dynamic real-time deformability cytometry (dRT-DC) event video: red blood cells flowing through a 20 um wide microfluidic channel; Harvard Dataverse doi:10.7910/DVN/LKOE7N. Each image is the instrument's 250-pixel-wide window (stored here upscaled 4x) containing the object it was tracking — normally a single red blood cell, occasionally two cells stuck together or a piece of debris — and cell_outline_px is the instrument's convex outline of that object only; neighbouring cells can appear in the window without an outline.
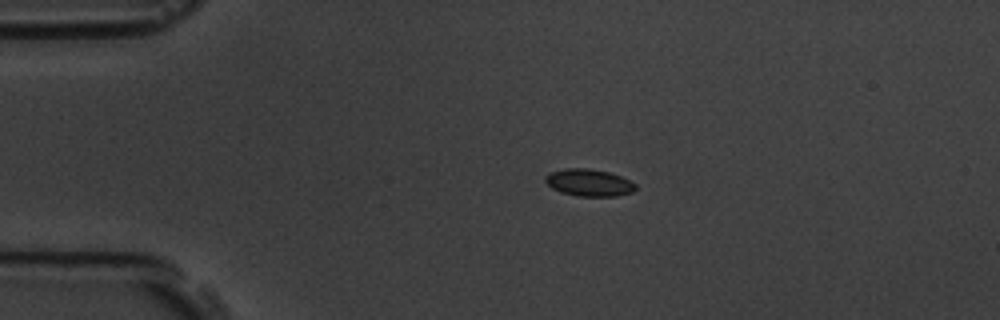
{"species": "common noctule bat (a hibernating species)", "species_latin": "Nyctalus noctula", "temperature_condition": "room temperature", "stored_images_in_passage": 46, "camera_frame_rate_fps": 3000, "um_per_image_px": 0.085, "animal": {"sex": "male", "body_mass_g": 19.5, "forearm_length_mm": 54.6}, "frame": {"image": 1, "passage_image": 1, "time_ms": 0.0, "image_size_px": [1000, 320], "cell_outline_px": [[636, 188], [632, 192], [616, 196], [576, 196], [560, 192], [552, 188], [544, 180], [544, 176], [552, 172], [564, 168], [588, 168], [608, 172], [620, 176], [636, 184]], "centroid_in_image_um": [50.04, 15.52], "position_along_channel_um": 35.0, "area_um2": 14.22}}
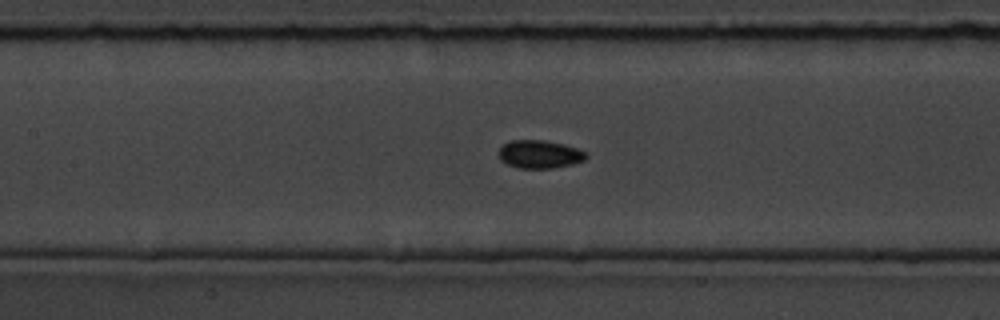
{"frame": {"image": 2, "passage_image": 15, "time_ms": 4.667, "image_size_px": [1000, 320], "cell_outline_px": [[588, 156], [584, 160], [572, 164], [552, 168], [516, 168], [500, 160], [500, 148], [508, 140], [544, 140], [564, 144], [588, 152]], "centroid_in_image_um": [45.88, 13.11], "position_along_channel_um": 161.5, "area_um2": 14.33}}
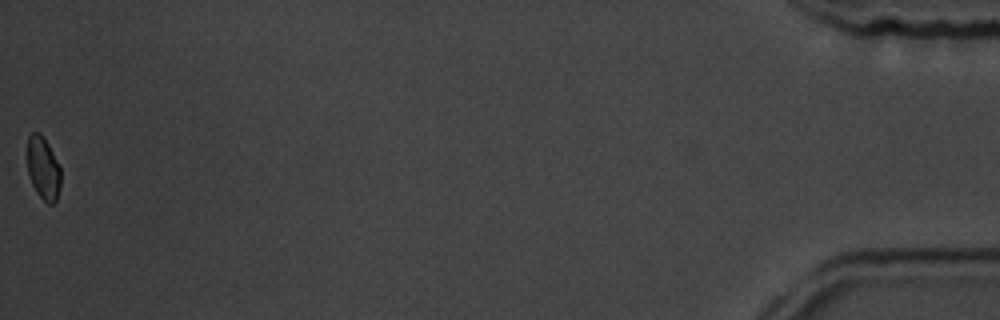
{"frame": {"image": 3, "passage_image": 46, "time_ms": 15.0, "image_size_px": [1000, 320], "cell_outline_px": [[60, 188], [56, 200], [52, 204], [48, 204], [36, 192], [28, 176], [28, 136], [32, 132], [40, 132], [48, 144], [60, 168]], "centroid_in_image_um": [3.66, 14.31], "position_along_channel_um": 431.5, "area_um2": 12.14}, "authors_computed_cell_mechanics": {"area_um2": 14.0454, "velocity_mm_per_s": 3.5833, "shape_relaxation_time_tau1_ms": 2.3358, "shape_relaxation_time_tau2_ms": 2.4702, "deformation_change_tau1": 0.0671, "deformation_change_tau2": 0.0551}}